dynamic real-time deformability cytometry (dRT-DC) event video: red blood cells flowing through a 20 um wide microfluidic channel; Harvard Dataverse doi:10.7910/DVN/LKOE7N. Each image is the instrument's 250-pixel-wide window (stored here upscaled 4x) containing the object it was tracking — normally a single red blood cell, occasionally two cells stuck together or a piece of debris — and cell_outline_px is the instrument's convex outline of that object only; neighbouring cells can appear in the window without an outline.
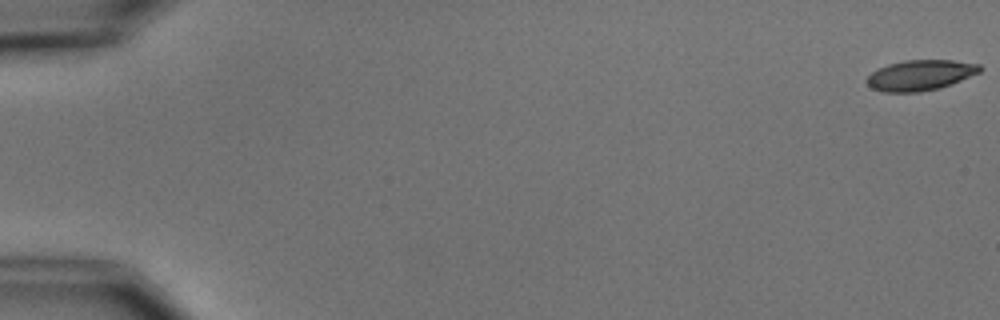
{"species": "common noctule bat (a hibernating species)", "species_latin": "Nyctalus noctula", "temperature_condition": "cold", "stored_images_in_passage": 4, "camera_frame_rate_fps": 3000, "um_per_image_px": 0.085, "animal": {"sex": "male", "body_mass_g": 15.6}, "frame": {"image": 1, "passage_image": 1, "time_ms": 0.0, "image_size_px": [1000, 320], "cell_outline_px": [[984, 68], [980, 72], [952, 84], [940, 88], [920, 92], [880, 92], [872, 88], [864, 80], [876, 68], [888, 64], [904, 60], [952, 60], [980, 64]], "centroid_in_image_um": [78.22, 6.39], "position_along_channel_um": 6.8, "area_um2": 20.35}}